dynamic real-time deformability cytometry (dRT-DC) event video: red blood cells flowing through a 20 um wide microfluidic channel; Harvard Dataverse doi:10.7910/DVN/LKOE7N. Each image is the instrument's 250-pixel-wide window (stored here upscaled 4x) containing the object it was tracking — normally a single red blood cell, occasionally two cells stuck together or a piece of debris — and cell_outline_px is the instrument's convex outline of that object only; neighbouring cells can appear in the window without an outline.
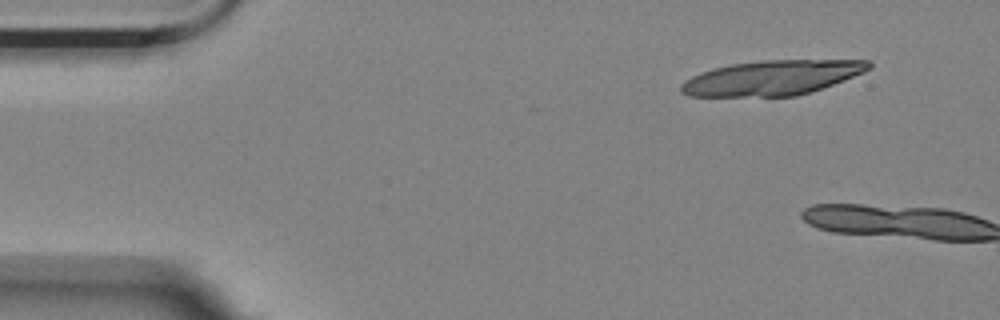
{"species": "Egyptian fruit bat (a non-hibernating species)", "species_latin": "Rousettus aegyptiacus", "temperature_condition": "room temperature", "stored_images_in_passage": 3, "camera_frame_rate_fps": 3000, "um_per_image_px": 0.085, "animal": {"sex": "female"}, "frame": {"image": 1, "passage_image": 1, "time_ms": 0.0, "image_size_px": [1000, 320], "cell_outline_px": [[872, 68], [864, 72], [832, 84], [796, 96], [688, 96], [680, 92], [680, 84], [684, 80], [700, 72], [712, 68], [732, 64], [760, 60], [868, 60], [872, 64]], "centroid_in_image_um": [65.58, 6.6], "position_along_channel_um": 19.4, "area_um2": 37.92}}